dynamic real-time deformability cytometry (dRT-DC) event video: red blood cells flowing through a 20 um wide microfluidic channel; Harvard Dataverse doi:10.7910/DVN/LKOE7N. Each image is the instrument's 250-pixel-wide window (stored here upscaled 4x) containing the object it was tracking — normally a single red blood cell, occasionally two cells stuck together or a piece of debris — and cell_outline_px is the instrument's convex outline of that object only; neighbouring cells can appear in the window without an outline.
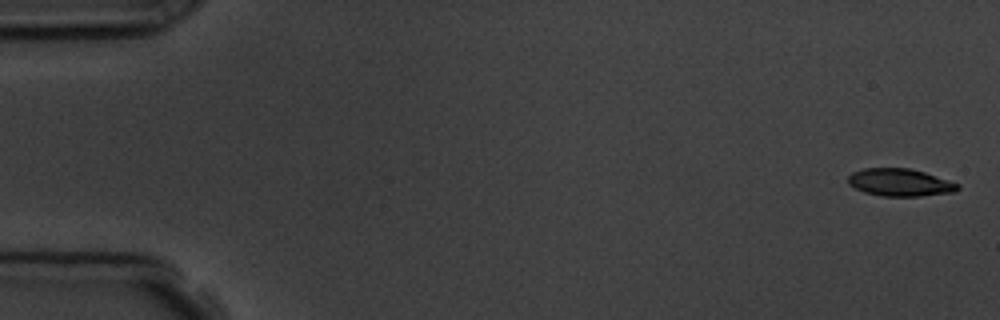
{"species": "common noctule bat (a hibernating species)", "species_latin": "Nyctalus noctula", "temperature_condition": "room temperature", "stored_images_in_passage": 4, "segment_of_instrument_passage": [2, 2], "camera_frame_rate_fps": 3000, "um_per_image_px": 0.085, "animal": {"sex": "male", "body_mass_g": 19.5, "forearm_length_mm": 54.6}, "frame": {"image": 1, "passage_image": 4, "time_ms": 4.667, "image_size_px": [1000, 320], "cell_outline_px": [[960, 188], [956, 192], [920, 196], [880, 196], [864, 192], [848, 184], [848, 176], [852, 172], [864, 168], [908, 168], [924, 172], [960, 184]], "centroid_in_image_um": [76.5, 15.51], "position_along_channel_um": 8.5, "area_um2": 17.63}}